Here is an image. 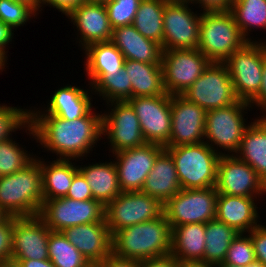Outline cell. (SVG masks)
Instances as JSON below:
<instances>
[{
	"mask_svg": "<svg viewBox=\"0 0 266 267\" xmlns=\"http://www.w3.org/2000/svg\"><path fill=\"white\" fill-rule=\"evenodd\" d=\"M263 77L261 82V88L259 90V93L249 102V104L253 107L258 108L262 111L263 115L260 116H266V59L263 63ZM256 105V106H255ZM264 112V113H263Z\"/></svg>",
	"mask_w": 266,
	"mask_h": 267,
	"instance_id": "48",
	"label": "cell"
},
{
	"mask_svg": "<svg viewBox=\"0 0 266 267\" xmlns=\"http://www.w3.org/2000/svg\"><path fill=\"white\" fill-rule=\"evenodd\" d=\"M30 5L37 13H39L40 0H14Z\"/></svg>",
	"mask_w": 266,
	"mask_h": 267,
	"instance_id": "53",
	"label": "cell"
},
{
	"mask_svg": "<svg viewBox=\"0 0 266 267\" xmlns=\"http://www.w3.org/2000/svg\"><path fill=\"white\" fill-rule=\"evenodd\" d=\"M42 160V161H41ZM74 159H56L45 161L40 157L42 190L44 200L66 197L74 175L79 171Z\"/></svg>",
	"mask_w": 266,
	"mask_h": 267,
	"instance_id": "28",
	"label": "cell"
},
{
	"mask_svg": "<svg viewBox=\"0 0 266 267\" xmlns=\"http://www.w3.org/2000/svg\"><path fill=\"white\" fill-rule=\"evenodd\" d=\"M230 12L248 42H254L249 37L252 28L266 30V0H234Z\"/></svg>",
	"mask_w": 266,
	"mask_h": 267,
	"instance_id": "35",
	"label": "cell"
},
{
	"mask_svg": "<svg viewBox=\"0 0 266 267\" xmlns=\"http://www.w3.org/2000/svg\"><path fill=\"white\" fill-rule=\"evenodd\" d=\"M206 112L239 101L225 63L211 62L203 74L181 94Z\"/></svg>",
	"mask_w": 266,
	"mask_h": 267,
	"instance_id": "9",
	"label": "cell"
},
{
	"mask_svg": "<svg viewBox=\"0 0 266 267\" xmlns=\"http://www.w3.org/2000/svg\"><path fill=\"white\" fill-rule=\"evenodd\" d=\"M256 260L252 239L249 234L239 233L231 242L224 263L244 267Z\"/></svg>",
	"mask_w": 266,
	"mask_h": 267,
	"instance_id": "41",
	"label": "cell"
},
{
	"mask_svg": "<svg viewBox=\"0 0 266 267\" xmlns=\"http://www.w3.org/2000/svg\"><path fill=\"white\" fill-rule=\"evenodd\" d=\"M211 61L198 49L162 50L163 84L167 94H183Z\"/></svg>",
	"mask_w": 266,
	"mask_h": 267,
	"instance_id": "12",
	"label": "cell"
},
{
	"mask_svg": "<svg viewBox=\"0 0 266 267\" xmlns=\"http://www.w3.org/2000/svg\"><path fill=\"white\" fill-rule=\"evenodd\" d=\"M112 253L139 261L171 254V228L164 213L116 231L112 235Z\"/></svg>",
	"mask_w": 266,
	"mask_h": 267,
	"instance_id": "2",
	"label": "cell"
},
{
	"mask_svg": "<svg viewBox=\"0 0 266 267\" xmlns=\"http://www.w3.org/2000/svg\"><path fill=\"white\" fill-rule=\"evenodd\" d=\"M252 239L255 258L266 267V225H260L248 232Z\"/></svg>",
	"mask_w": 266,
	"mask_h": 267,
	"instance_id": "43",
	"label": "cell"
},
{
	"mask_svg": "<svg viewBox=\"0 0 266 267\" xmlns=\"http://www.w3.org/2000/svg\"><path fill=\"white\" fill-rule=\"evenodd\" d=\"M254 200L257 202V197L218 194L216 219L237 232L246 234L260 225L258 207Z\"/></svg>",
	"mask_w": 266,
	"mask_h": 267,
	"instance_id": "23",
	"label": "cell"
},
{
	"mask_svg": "<svg viewBox=\"0 0 266 267\" xmlns=\"http://www.w3.org/2000/svg\"><path fill=\"white\" fill-rule=\"evenodd\" d=\"M13 216L0 221V264L11 260L12 255Z\"/></svg>",
	"mask_w": 266,
	"mask_h": 267,
	"instance_id": "42",
	"label": "cell"
},
{
	"mask_svg": "<svg viewBox=\"0 0 266 267\" xmlns=\"http://www.w3.org/2000/svg\"><path fill=\"white\" fill-rule=\"evenodd\" d=\"M235 155L248 163L266 185V116L249 122Z\"/></svg>",
	"mask_w": 266,
	"mask_h": 267,
	"instance_id": "26",
	"label": "cell"
},
{
	"mask_svg": "<svg viewBox=\"0 0 266 267\" xmlns=\"http://www.w3.org/2000/svg\"><path fill=\"white\" fill-rule=\"evenodd\" d=\"M171 254L179 261H203L205 223L183 224L172 228Z\"/></svg>",
	"mask_w": 266,
	"mask_h": 267,
	"instance_id": "29",
	"label": "cell"
},
{
	"mask_svg": "<svg viewBox=\"0 0 266 267\" xmlns=\"http://www.w3.org/2000/svg\"><path fill=\"white\" fill-rule=\"evenodd\" d=\"M51 230L37 216L14 217L11 260H45Z\"/></svg>",
	"mask_w": 266,
	"mask_h": 267,
	"instance_id": "19",
	"label": "cell"
},
{
	"mask_svg": "<svg viewBox=\"0 0 266 267\" xmlns=\"http://www.w3.org/2000/svg\"><path fill=\"white\" fill-rule=\"evenodd\" d=\"M101 267H140V261L116 257L113 253L100 262Z\"/></svg>",
	"mask_w": 266,
	"mask_h": 267,
	"instance_id": "49",
	"label": "cell"
},
{
	"mask_svg": "<svg viewBox=\"0 0 266 267\" xmlns=\"http://www.w3.org/2000/svg\"><path fill=\"white\" fill-rule=\"evenodd\" d=\"M18 129L25 130L30 138L32 135V138L36 140L33 127L29 121V109L0 104V141L10 138L12 132L14 133Z\"/></svg>",
	"mask_w": 266,
	"mask_h": 267,
	"instance_id": "38",
	"label": "cell"
},
{
	"mask_svg": "<svg viewBox=\"0 0 266 267\" xmlns=\"http://www.w3.org/2000/svg\"><path fill=\"white\" fill-rule=\"evenodd\" d=\"M91 91V95H90ZM92 90L83 89L75 85L63 86L55 90L51 96L47 108L38 110L29 109V114H51L68 121L86 116L92 109ZM43 110V111H42ZM41 111V112H40ZM46 112V113H45Z\"/></svg>",
	"mask_w": 266,
	"mask_h": 267,
	"instance_id": "22",
	"label": "cell"
},
{
	"mask_svg": "<svg viewBox=\"0 0 266 267\" xmlns=\"http://www.w3.org/2000/svg\"><path fill=\"white\" fill-rule=\"evenodd\" d=\"M38 216L51 231L100 222L105 219V206L94 199L73 200L67 197L44 200Z\"/></svg>",
	"mask_w": 266,
	"mask_h": 267,
	"instance_id": "10",
	"label": "cell"
},
{
	"mask_svg": "<svg viewBox=\"0 0 266 267\" xmlns=\"http://www.w3.org/2000/svg\"><path fill=\"white\" fill-rule=\"evenodd\" d=\"M249 108L253 109L248 102L239 100L229 106L207 111L204 142L220 155H235L249 125L244 118ZM221 148L224 153L219 151Z\"/></svg>",
	"mask_w": 266,
	"mask_h": 267,
	"instance_id": "6",
	"label": "cell"
},
{
	"mask_svg": "<svg viewBox=\"0 0 266 267\" xmlns=\"http://www.w3.org/2000/svg\"><path fill=\"white\" fill-rule=\"evenodd\" d=\"M83 2L84 0H40L39 11L41 12V10H43L42 8L44 5L52 6L67 17L73 9Z\"/></svg>",
	"mask_w": 266,
	"mask_h": 267,
	"instance_id": "46",
	"label": "cell"
},
{
	"mask_svg": "<svg viewBox=\"0 0 266 267\" xmlns=\"http://www.w3.org/2000/svg\"><path fill=\"white\" fill-rule=\"evenodd\" d=\"M109 103H107L109 110L103 113L101 111L102 136H107L109 151L115 154L145 145L147 142L142 135L139 119L132 106L127 101Z\"/></svg>",
	"mask_w": 266,
	"mask_h": 267,
	"instance_id": "13",
	"label": "cell"
},
{
	"mask_svg": "<svg viewBox=\"0 0 266 267\" xmlns=\"http://www.w3.org/2000/svg\"><path fill=\"white\" fill-rule=\"evenodd\" d=\"M79 171L83 174L90 186L93 199L104 206L114 200L122 191L115 162H99L79 165Z\"/></svg>",
	"mask_w": 266,
	"mask_h": 267,
	"instance_id": "27",
	"label": "cell"
},
{
	"mask_svg": "<svg viewBox=\"0 0 266 267\" xmlns=\"http://www.w3.org/2000/svg\"><path fill=\"white\" fill-rule=\"evenodd\" d=\"M7 63V58L0 52V72L5 69Z\"/></svg>",
	"mask_w": 266,
	"mask_h": 267,
	"instance_id": "56",
	"label": "cell"
},
{
	"mask_svg": "<svg viewBox=\"0 0 266 267\" xmlns=\"http://www.w3.org/2000/svg\"><path fill=\"white\" fill-rule=\"evenodd\" d=\"M179 260L172 254L140 261V267H178Z\"/></svg>",
	"mask_w": 266,
	"mask_h": 267,
	"instance_id": "47",
	"label": "cell"
},
{
	"mask_svg": "<svg viewBox=\"0 0 266 267\" xmlns=\"http://www.w3.org/2000/svg\"><path fill=\"white\" fill-rule=\"evenodd\" d=\"M66 197L79 201L93 199L90 186L80 171L74 175L72 184Z\"/></svg>",
	"mask_w": 266,
	"mask_h": 267,
	"instance_id": "44",
	"label": "cell"
},
{
	"mask_svg": "<svg viewBox=\"0 0 266 267\" xmlns=\"http://www.w3.org/2000/svg\"><path fill=\"white\" fill-rule=\"evenodd\" d=\"M234 0H191V4H199L202 12H222L230 11Z\"/></svg>",
	"mask_w": 266,
	"mask_h": 267,
	"instance_id": "45",
	"label": "cell"
},
{
	"mask_svg": "<svg viewBox=\"0 0 266 267\" xmlns=\"http://www.w3.org/2000/svg\"><path fill=\"white\" fill-rule=\"evenodd\" d=\"M217 267H237L235 265H231V264H227V263H221L219 264ZM244 267H265L261 262L255 260L254 262H252L249 265H246Z\"/></svg>",
	"mask_w": 266,
	"mask_h": 267,
	"instance_id": "54",
	"label": "cell"
},
{
	"mask_svg": "<svg viewBox=\"0 0 266 267\" xmlns=\"http://www.w3.org/2000/svg\"><path fill=\"white\" fill-rule=\"evenodd\" d=\"M165 149L155 143H146L140 147L115 153V166L122 192L141 191L145 179L153 168L157 156Z\"/></svg>",
	"mask_w": 266,
	"mask_h": 267,
	"instance_id": "17",
	"label": "cell"
},
{
	"mask_svg": "<svg viewBox=\"0 0 266 267\" xmlns=\"http://www.w3.org/2000/svg\"><path fill=\"white\" fill-rule=\"evenodd\" d=\"M49 260L56 267H82L87 262L62 232L51 231L48 240Z\"/></svg>",
	"mask_w": 266,
	"mask_h": 267,
	"instance_id": "36",
	"label": "cell"
},
{
	"mask_svg": "<svg viewBox=\"0 0 266 267\" xmlns=\"http://www.w3.org/2000/svg\"><path fill=\"white\" fill-rule=\"evenodd\" d=\"M172 127L164 147L204 142L206 111L182 95H171Z\"/></svg>",
	"mask_w": 266,
	"mask_h": 267,
	"instance_id": "18",
	"label": "cell"
},
{
	"mask_svg": "<svg viewBox=\"0 0 266 267\" xmlns=\"http://www.w3.org/2000/svg\"><path fill=\"white\" fill-rule=\"evenodd\" d=\"M247 42L230 11L202 12L197 49L211 62L224 63Z\"/></svg>",
	"mask_w": 266,
	"mask_h": 267,
	"instance_id": "4",
	"label": "cell"
},
{
	"mask_svg": "<svg viewBox=\"0 0 266 267\" xmlns=\"http://www.w3.org/2000/svg\"><path fill=\"white\" fill-rule=\"evenodd\" d=\"M167 2H190L191 0H166Z\"/></svg>",
	"mask_w": 266,
	"mask_h": 267,
	"instance_id": "60",
	"label": "cell"
},
{
	"mask_svg": "<svg viewBox=\"0 0 266 267\" xmlns=\"http://www.w3.org/2000/svg\"><path fill=\"white\" fill-rule=\"evenodd\" d=\"M37 12L25 3L14 0H0V20L15 29L24 26ZM30 18V19H29Z\"/></svg>",
	"mask_w": 266,
	"mask_h": 267,
	"instance_id": "39",
	"label": "cell"
},
{
	"mask_svg": "<svg viewBox=\"0 0 266 267\" xmlns=\"http://www.w3.org/2000/svg\"><path fill=\"white\" fill-rule=\"evenodd\" d=\"M36 142L58 159L82 161L102 137V114L91 110L86 116L68 121L51 114H29ZM100 137V138H99Z\"/></svg>",
	"mask_w": 266,
	"mask_h": 267,
	"instance_id": "1",
	"label": "cell"
},
{
	"mask_svg": "<svg viewBox=\"0 0 266 267\" xmlns=\"http://www.w3.org/2000/svg\"><path fill=\"white\" fill-rule=\"evenodd\" d=\"M89 88L94 94H99L106 103L127 101L132 98V84L123 67L119 72L87 73Z\"/></svg>",
	"mask_w": 266,
	"mask_h": 267,
	"instance_id": "31",
	"label": "cell"
},
{
	"mask_svg": "<svg viewBox=\"0 0 266 267\" xmlns=\"http://www.w3.org/2000/svg\"><path fill=\"white\" fill-rule=\"evenodd\" d=\"M266 42H247L235 51L226 64L235 94L239 100L250 102L261 88Z\"/></svg>",
	"mask_w": 266,
	"mask_h": 267,
	"instance_id": "7",
	"label": "cell"
},
{
	"mask_svg": "<svg viewBox=\"0 0 266 267\" xmlns=\"http://www.w3.org/2000/svg\"><path fill=\"white\" fill-rule=\"evenodd\" d=\"M8 216V213L0 206V221H4Z\"/></svg>",
	"mask_w": 266,
	"mask_h": 267,
	"instance_id": "58",
	"label": "cell"
},
{
	"mask_svg": "<svg viewBox=\"0 0 266 267\" xmlns=\"http://www.w3.org/2000/svg\"><path fill=\"white\" fill-rule=\"evenodd\" d=\"M12 261L19 263L21 267H56L49 259L45 260L29 259V260H12Z\"/></svg>",
	"mask_w": 266,
	"mask_h": 267,
	"instance_id": "51",
	"label": "cell"
},
{
	"mask_svg": "<svg viewBox=\"0 0 266 267\" xmlns=\"http://www.w3.org/2000/svg\"><path fill=\"white\" fill-rule=\"evenodd\" d=\"M111 42L121 51L125 60L161 64V46L144 37L132 24L113 29Z\"/></svg>",
	"mask_w": 266,
	"mask_h": 267,
	"instance_id": "24",
	"label": "cell"
},
{
	"mask_svg": "<svg viewBox=\"0 0 266 267\" xmlns=\"http://www.w3.org/2000/svg\"><path fill=\"white\" fill-rule=\"evenodd\" d=\"M109 0H84L85 3L106 4Z\"/></svg>",
	"mask_w": 266,
	"mask_h": 267,
	"instance_id": "59",
	"label": "cell"
},
{
	"mask_svg": "<svg viewBox=\"0 0 266 267\" xmlns=\"http://www.w3.org/2000/svg\"><path fill=\"white\" fill-rule=\"evenodd\" d=\"M178 267H217L204 261H179Z\"/></svg>",
	"mask_w": 266,
	"mask_h": 267,
	"instance_id": "52",
	"label": "cell"
},
{
	"mask_svg": "<svg viewBox=\"0 0 266 267\" xmlns=\"http://www.w3.org/2000/svg\"><path fill=\"white\" fill-rule=\"evenodd\" d=\"M124 68L132 84V98L165 94L161 64L127 59Z\"/></svg>",
	"mask_w": 266,
	"mask_h": 267,
	"instance_id": "30",
	"label": "cell"
},
{
	"mask_svg": "<svg viewBox=\"0 0 266 267\" xmlns=\"http://www.w3.org/2000/svg\"><path fill=\"white\" fill-rule=\"evenodd\" d=\"M180 190L174 160L164 149L155 159L141 192L158 199L164 205Z\"/></svg>",
	"mask_w": 266,
	"mask_h": 267,
	"instance_id": "25",
	"label": "cell"
},
{
	"mask_svg": "<svg viewBox=\"0 0 266 267\" xmlns=\"http://www.w3.org/2000/svg\"><path fill=\"white\" fill-rule=\"evenodd\" d=\"M166 0H142L134 17L133 26L144 37L160 46L163 44V15Z\"/></svg>",
	"mask_w": 266,
	"mask_h": 267,
	"instance_id": "34",
	"label": "cell"
},
{
	"mask_svg": "<svg viewBox=\"0 0 266 267\" xmlns=\"http://www.w3.org/2000/svg\"><path fill=\"white\" fill-rule=\"evenodd\" d=\"M82 267H101V264H100V262L89 261L85 265H83Z\"/></svg>",
	"mask_w": 266,
	"mask_h": 267,
	"instance_id": "57",
	"label": "cell"
},
{
	"mask_svg": "<svg viewBox=\"0 0 266 267\" xmlns=\"http://www.w3.org/2000/svg\"><path fill=\"white\" fill-rule=\"evenodd\" d=\"M44 201L40 157L22 170L0 176V206L14 217L37 216Z\"/></svg>",
	"mask_w": 266,
	"mask_h": 267,
	"instance_id": "3",
	"label": "cell"
},
{
	"mask_svg": "<svg viewBox=\"0 0 266 267\" xmlns=\"http://www.w3.org/2000/svg\"><path fill=\"white\" fill-rule=\"evenodd\" d=\"M83 51L86 73H118L124 67L125 58L111 41L91 44Z\"/></svg>",
	"mask_w": 266,
	"mask_h": 267,
	"instance_id": "33",
	"label": "cell"
},
{
	"mask_svg": "<svg viewBox=\"0 0 266 267\" xmlns=\"http://www.w3.org/2000/svg\"><path fill=\"white\" fill-rule=\"evenodd\" d=\"M217 197L215 186L181 189L163 205L170 228L183 224L207 223L216 219Z\"/></svg>",
	"mask_w": 266,
	"mask_h": 267,
	"instance_id": "8",
	"label": "cell"
},
{
	"mask_svg": "<svg viewBox=\"0 0 266 267\" xmlns=\"http://www.w3.org/2000/svg\"><path fill=\"white\" fill-rule=\"evenodd\" d=\"M142 0H109L105 6L113 29L133 24Z\"/></svg>",
	"mask_w": 266,
	"mask_h": 267,
	"instance_id": "40",
	"label": "cell"
},
{
	"mask_svg": "<svg viewBox=\"0 0 266 267\" xmlns=\"http://www.w3.org/2000/svg\"><path fill=\"white\" fill-rule=\"evenodd\" d=\"M31 154L12 137L0 141V176H7L25 168L35 159L34 154Z\"/></svg>",
	"mask_w": 266,
	"mask_h": 267,
	"instance_id": "37",
	"label": "cell"
},
{
	"mask_svg": "<svg viewBox=\"0 0 266 267\" xmlns=\"http://www.w3.org/2000/svg\"><path fill=\"white\" fill-rule=\"evenodd\" d=\"M134 109L141 128L142 135L147 143L165 146L170 139L171 95L134 97L127 100Z\"/></svg>",
	"mask_w": 266,
	"mask_h": 267,
	"instance_id": "15",
	"label": "cell"
},
{
	"mask_svg": "<svg viewBox=\"0 0 266 267\" xmlns=\"http://www.w3.org/2000/svg\"><path fill=\"white\" fill-rule=\"evenodd\" d=\"M14 30L11 29L9 26H7L5 23H3L0 20V52L6 57L8 51H6V47H9V43L11 44L13 36H14Z\"/></svg>",
	"mask_w": 266,
	"mask_h": 267,
	"instance_id": "50",
	"label": "cell"
},
{
	"mask_svg": "<svg viewBox=\"0 0 266 267\" xmlns=\"http://www.w3.org/2000/svg\"><path fill=\"white\" fill-rule=\"evenodd\" d=\"M239 232L224 222L213 219L205 223V254L203 261L218 266L223 263L231 242Z\"/></svg>",
	"mask_w": 266,
	"mask_h": 267,
	"instance_id": "32",
	"label": "cell"
},
{
	"mask_svg": "<svg viewBox=\"0 0 266 267\" xmlns=\"http://www.w3.org/2000/svg\"><path fill=\"white\" fill-rule=\"evenodd\" d=\"M62 233L88 261L102 262L112 254V234L105 219L68 227Z\"/></svg>",
	"mask_w": 266,
	"mask_h": 267,
	"instance_id": "21",
	"label": "cell"
},
{
	"mask_svg": "<svg viewBox=\"0 0 266 267\" xmlns=\"http://www.w3.org/2000/svg\"><path fill=\"white\" fill-rule=\"evenodd\" d=\"M190 6V2L165 3L162 50L198 48L202 13H194Z\"/></svg>",
	"mask_w": 266,
	"mask_h": 267,
	"instance_id": "14",
	"label": "cell"
},
{
	"mask_svg": "<svg viewBox=\"0 0 266 267\" xmlns=\"http://www.w3.org/2000/svg\"><path fill=\"white\" fill-rule=\"evenodd\" d=\"M174 160L181 189H203L216 184L220 154L206 142L165 147Z\"/></svg>",
	"mask_w": 266,
	"mask_h": 267,
	"instance_id": "5",
	"label": "cell"
},
{
	"mask_svg": "<svg viewBox=\"0 0 266 267\" xmlns=\"http://www.w3.org/2000/svg\"><path fill=\"white\" fill-rule=\"evenodd\" d=\"M215 188L218 194L257 197L266 194V185L256 171L236 155H221ZM265 193V194H264Z\"/></svg>",
	"mask_w": 266,
	"mask_h": 267,
	"instance_id": "16",
	"label": "cell"
},
{
	"mask_svg": "<svg viewBox=\"0 0 266 267\" xmlns=\"http://www.w3.org/2000/svg\"><path fill=\"white\" fill-rule=\"evenodd\" d=\"M163 208L158 199L141 191L121 192L105 206V220L113 235L128 226L160 217Z\"/></svg>",
	"mask_w": 266,
	"mask_h": 267,
	"instance_id": "11",
	"label": "cell"
},
{
	"mask_svg": "<svg viewBox=\"0 0 266 267\" xmlns=\"http://www.w3.org/2000/svg\"><path fill=\"white\" fill-rule=\"evenodd\" d=\"M0 267H21L19 263L9 260L5 261L4 263L0 264Z\"/></svg>",
	"mask_w": 266,
	"mask_h": 267,
	"instance_id": "55",
	"label": "cell"
},
{
	"mask_svg": "<svg viewBox=\"0 0 266 267\" xmlns=\"http://www.w3.org/2000/svg\"><path fill=\"white\" fill-rule=\"evenodd\" d=\"M77 29L80 47L111 41L113 28L111 27L105 4L81 3L68 15Z\"/></svg>",
	"mask_w": 266,
	"mask_h": 267,
	"instance_id": "20",
	"label": "cell"
}]
</instances>
